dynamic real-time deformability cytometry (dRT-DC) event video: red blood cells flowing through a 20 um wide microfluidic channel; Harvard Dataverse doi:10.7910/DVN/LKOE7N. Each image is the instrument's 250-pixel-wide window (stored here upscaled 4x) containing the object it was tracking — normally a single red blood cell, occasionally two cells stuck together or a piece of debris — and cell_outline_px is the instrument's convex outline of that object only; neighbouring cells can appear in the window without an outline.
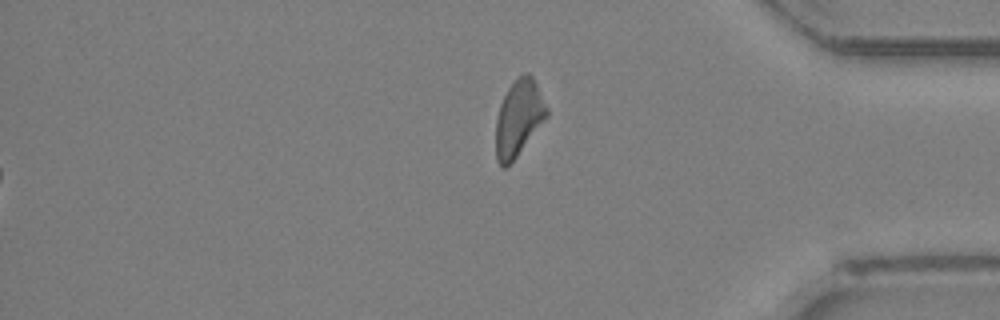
{"species": "Egyptian fruit bat (a non-hibernating species)", "species_latin": "Rousettus aegyptiacus", "temperature_condition": "room temperature", "stored_images_in_passage": 34, "segment_of_instrument_passage": [2, 2], "camera_frame_rate_fps": 3000, "um_per_image_px": 0.085, "animal": {"sex": "female"}, "frame": {"image": 1, "passage_image": 34, "time_ms": 11.0, "image_size_px": [1000, 320], "cell_outline_px": [[548, 116], [516, 156], [504, 168], [500, 168], [496, 160], [496, 120], [500, 104], [508, 88], [524, 72], [528, 72], [532, 76], [548, 108]], "centroid_in_image_um": [44.08, 10.04], "position_along_channel_um": 391.1, "area_um2": 22.2}}